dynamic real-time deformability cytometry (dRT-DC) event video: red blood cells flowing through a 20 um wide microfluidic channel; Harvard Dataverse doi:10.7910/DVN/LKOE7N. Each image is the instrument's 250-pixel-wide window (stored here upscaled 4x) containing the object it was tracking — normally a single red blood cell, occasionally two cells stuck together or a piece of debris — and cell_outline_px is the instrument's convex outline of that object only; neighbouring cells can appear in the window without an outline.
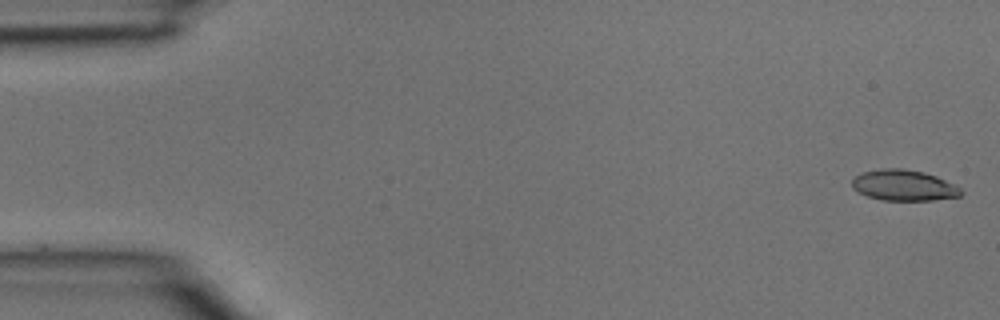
{"species": "common noctule bat (a hibernating species)", "species_latin": "Nyctalus noctula", "temperature_condition": "room temperature", "stored_images_in_passage": 4, "camera_frame_rate_fps": 3000, "um_per_image_px": 0.085, "animal": {"sex": "male", "body_mass_g": 15.6}, "frame": {"image": 1, "passage_image": 1, "time_ms": 0.0, "image_size_px": [1000, 320], "cell_outline_px": [[964, 192], [960, 196], [932, 200], [880, 200], [868, 196], [852, 188], [852, 180], [856, 176], [864, 172], [880, 168], [900, 168], [924, 172], [936, 176], [960, 188]], "centroid_in_image_um": [76.81, 15.75], "position_along_channel_um": 8.2, "area_um2": 19.42}}